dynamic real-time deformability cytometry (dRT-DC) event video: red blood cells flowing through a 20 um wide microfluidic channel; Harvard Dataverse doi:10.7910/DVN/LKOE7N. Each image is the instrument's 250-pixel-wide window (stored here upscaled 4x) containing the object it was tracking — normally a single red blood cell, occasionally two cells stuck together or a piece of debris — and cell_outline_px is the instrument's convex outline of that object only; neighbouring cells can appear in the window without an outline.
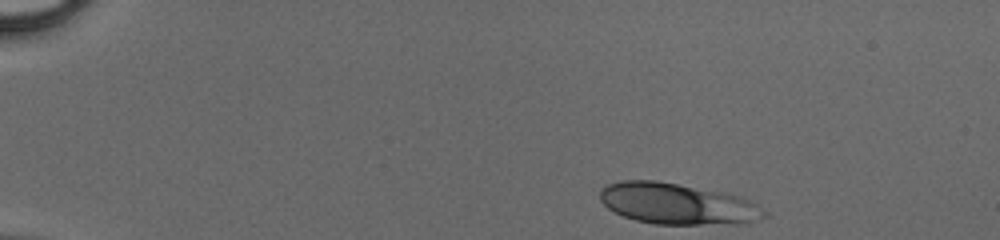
{"species": "human", "species_latin": "Homo sapiens", "temperature_condition": "cold", "stored_images_in_passage": 41, "camera_frame_rate_fps": 3000, "um_per_image_px": 0.085, "donor": {"sex": "male"}, "frame": {"image": 1, "passage_image": 1, "time_ms": 0.0, "image_size_px": [1000, 240], "cell_outline_px": [[768, 216], [740, 224], [656, 224], [636, 220], [624, 216], [608, 208], [600, 200], [600, 192], [608, 184], [620, 180], [656, 180], [724, 192], [740, 196], [752, 200], [768, 212]], "centroid_in_image_um": [57.63, 17.32], "position_along_channel_um": 27.4, "area_um2": 39.48}}
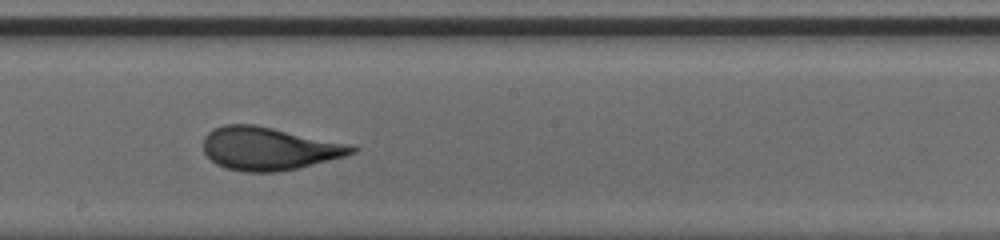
{"frame": {"image": 2, "passage_image": 22, "time_ms": 7.0, "image_size_px": [1000, 240], "cell_outline_px": [[360, 148], [356, 152], [344, 156], [300, 168], [276, 172], [248, 172], [228, 168], [216, 164], [204, 152], [204, 136], [208, 132], [224, 124], [256, 124], [352, 144]], "centroid_in_image_um": [22.9, 12.62], "position_along_channel_um": 225.3, "area_um2": 37.4}}
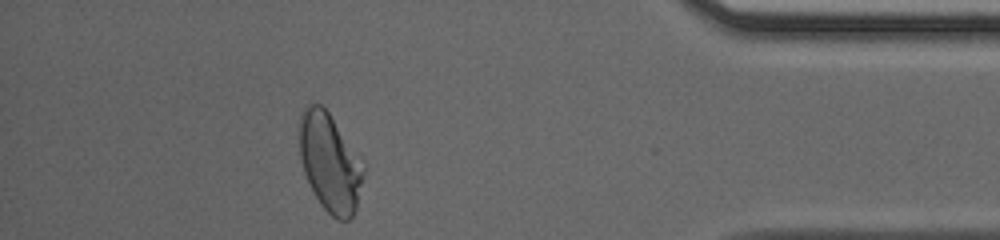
{"frame": {"image": 3, "passage_image": 37, "time_ms": 12.0, "image_size_px": [1000, 240], "cell_outline_px": [[364, 168], [356, 212], [352, 220], [336, 220], [320, 204], [304, 172], [300, 160], [300, 112], [308, 104], [320, 104], [328, 112], [364, 160]], "centroid_in_image_um": [28.07, 13.83], "position_along_channel_um": 407.1, "area_um2": 36.82}}